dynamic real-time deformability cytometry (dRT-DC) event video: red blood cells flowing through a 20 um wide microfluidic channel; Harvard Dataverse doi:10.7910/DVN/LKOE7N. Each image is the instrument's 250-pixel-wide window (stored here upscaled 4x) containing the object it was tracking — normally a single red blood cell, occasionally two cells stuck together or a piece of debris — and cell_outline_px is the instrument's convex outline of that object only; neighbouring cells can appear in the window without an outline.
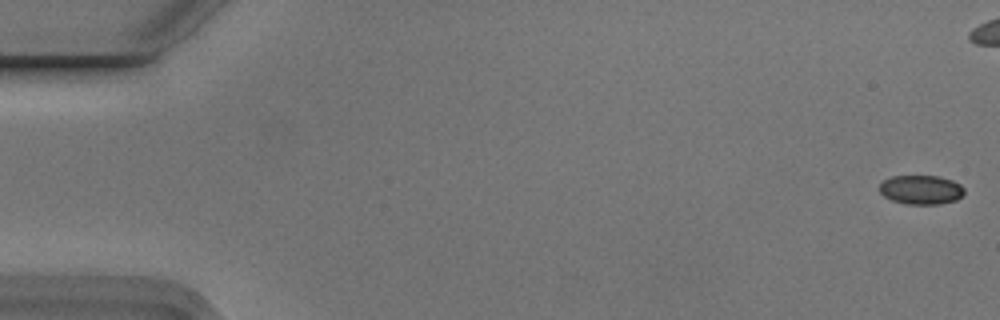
{"species": "Egyptian fruit bat (a non-hibernating species)", "species_latin": "Rousettus aegyptiacus", "temperature_condition": "cold", "stored_images_in_passage": 6, "camera_frame_rate_fps": 3000, "um_per_image_px": 0.085, "animal": {"sex": "male"}, "frame": {"image": 1, "passage_image": 1, "time_ms": 0.0, "image_size_px": [1000, 320], "cell_outline_px": [[964, 192], [956, 200], [940, 204], [904, 204], [892, 200], [884, 196], [880, 192], [880, 184], [884, 180], [892, 176], [936, 176], [952, 180], [960, 184], [964, 188]], "centroid_in_image_um": [78.28, 16.13], "position_along_channel_um": 6.7, "area_um2": 14.33}}